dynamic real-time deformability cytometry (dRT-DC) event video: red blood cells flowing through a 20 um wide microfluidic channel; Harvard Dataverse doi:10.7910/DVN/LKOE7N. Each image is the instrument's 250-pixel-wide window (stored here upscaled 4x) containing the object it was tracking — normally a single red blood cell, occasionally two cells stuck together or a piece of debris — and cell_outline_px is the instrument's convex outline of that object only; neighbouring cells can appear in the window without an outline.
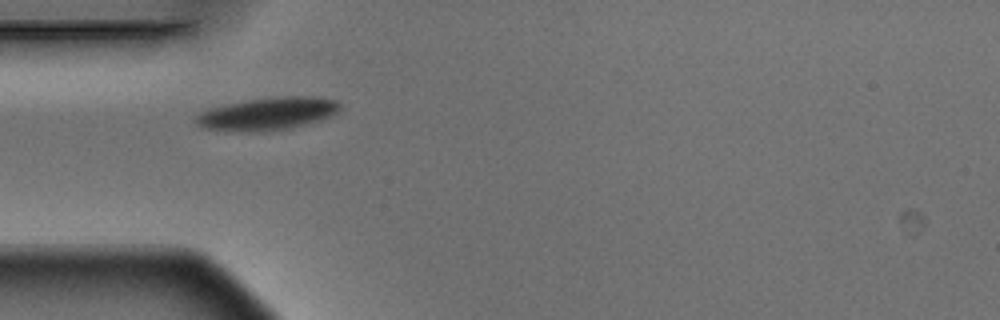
{"species": "Egyptian fruit bat (a non-hibernating species)", "species_latin": "Rousettus aegyptiacus", "temperature_condition": "warm", "stored_images_in_passage": 2, "camera_frame_rate_fps": 3000, "um_per_image_px": 0.085, "animal": {"sex": "male"}, "frame": {"image": 1, "passage_image": 1, "time_ms": 0.0, "image_size_px": [1000, 320], "cell_outline_px": [[340, 108], [332, 116], [320, 120], [292, 128], [256, 132], [224, 132], [200, 128], [196, 124], [196, 116], [200, 112], [212, 108], [252, 100], [284, 96], [312, 96], [336, 100], [340, 104]], "centroid_in_image_um": [22.73, 9.7], "position_along_channel_um": 62.3, "area_um2": 27.4}}
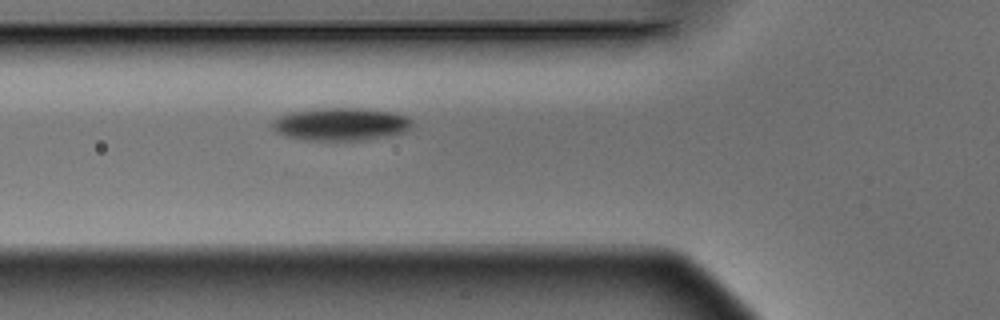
{"frame": {"image": 2, "passage_image": 2, "time_ms": 0.333, "image_size_px": [1000, 320], "cell_outline_px": [[412, 128], [404, 132], [364, 140], [304, 140], [288, 136], [276, 132], [272, 128], [272, 124], [280, 116], [288, 112], [316, 108], [360, 108], [396, 112], [408, 116], [412, 120]], "centroid_in_image_um": [29.0, 10.54], "position_along_channel_um": 96.8, "area_um2": 26.82}}